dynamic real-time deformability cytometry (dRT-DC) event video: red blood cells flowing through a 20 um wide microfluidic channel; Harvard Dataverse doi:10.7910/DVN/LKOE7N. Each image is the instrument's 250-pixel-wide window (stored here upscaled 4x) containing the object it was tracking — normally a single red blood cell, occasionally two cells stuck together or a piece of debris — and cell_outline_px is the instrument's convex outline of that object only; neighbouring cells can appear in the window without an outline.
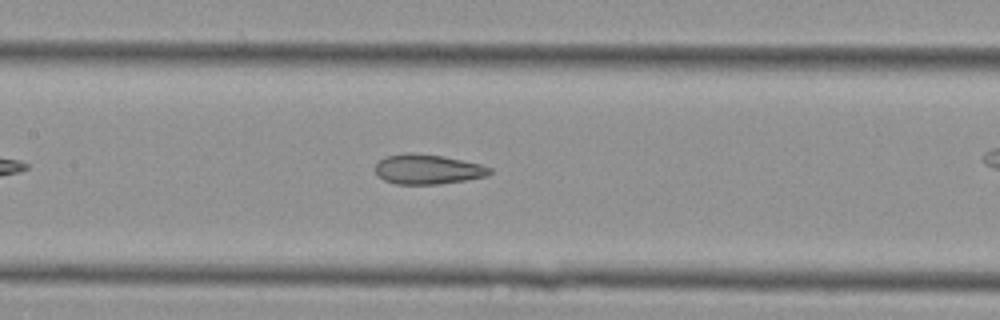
{"species": "Egyptian fruit bat (a non-hibernating species)", "species_latin": "Rousettus aegyptiacus", "temperature_condition": "cold", "stored_images_in_passage": 26, "camera_frame_rate_fps": 3000, "um_per_image_px": 0.085, "animal": {"sex": "female"}, "frame": {"image": 1, "passage_image": 12, "time_ms": 3.667, "image_size_px": [1000, 320], "cell_outline_px": [[492, 172], [484, 176], [464, 180], [440, 184], [396, 184], [384, 180], [376, 172], [376, 164], [380, 160], [388, 156], [404, 152], [412, 152], [444, 156], [480, 164], [492, 168]], "centroid_in_image_um": [36.35, 14.38], "position_along_channel_um": 171.1, "area_um2": 19.77}}
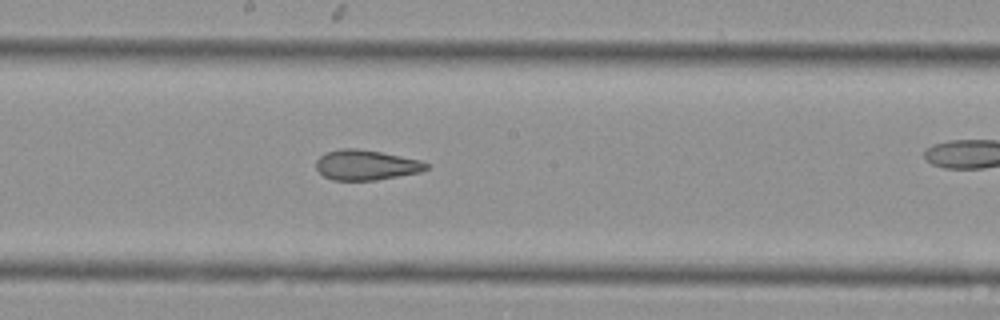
{"frame": {"image": 2, "passage_image": 15, "time_ms": 4.667, "image_size_px": [1000, 320], "cell_outline_px": [[428, 168], [420, 172], [376, 180], [332, 180], [324, 176], [316, 168], [316, 160], [324, 152], [340, 148], [356, 148], [380, 152], [420, 160], [428, 164]], "centroid_in_image_um": [31.08, 14.02], "position_along_channel_um": 217.1, "area_um2": 19.31}}